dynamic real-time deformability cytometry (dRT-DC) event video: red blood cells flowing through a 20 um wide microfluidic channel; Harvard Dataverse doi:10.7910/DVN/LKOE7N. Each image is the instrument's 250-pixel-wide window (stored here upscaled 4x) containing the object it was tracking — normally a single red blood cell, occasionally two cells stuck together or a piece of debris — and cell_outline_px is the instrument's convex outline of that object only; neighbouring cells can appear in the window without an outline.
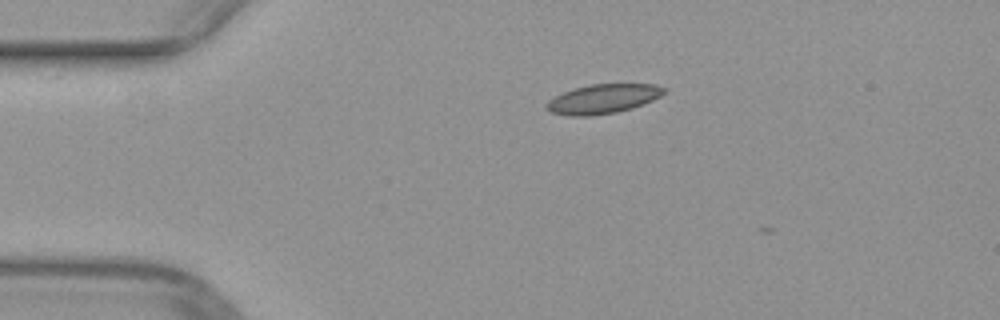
{"species": "common noctule bat (a hibernating species)", "species_latin": "Nyctalus noctula", "temperature_condition": "warm", "stored_images_in_passage": 7, "camera_frame_rate_fps": 3000, "um_per_image_px": 0.085, "animal": {"sex": "female", "body_mass_g": 29.2, "forearm_length_mm": 56.3}, "frame": {"image": 1, "passage_image": 3, "time_ms": 0.667, "image_size_px": [1000, 320], "cell_outline_px": [[664, 92], [660, 96], [644, 104], [632, 108], [616, 112], [592, 116], [568, 116], [552, 112], [544, 108], [544, 104], [548, 100], [572, 88], [588, 84], [656, 84], [664, 88]], "centroid_in_image_um": [51.2, 8.41], "position_along_channel_um": 33.8, "area_um2": 20.17}}